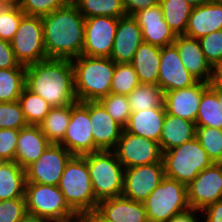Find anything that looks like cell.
<instances>
[{
	"label": "cell",
	"instance_id": "39",
	"mask_svg": "<svg viewBox=\"0 0 222 222\" xmlns=\"http://www.w3.org/2000/svg\"><path fill=\"white\" fill-rule=\"evenodd\" d=\"M24 15L19 6H0V39L10 42Z\"/></svg>",
	"mask_w": 222,
	"mask_h": 222
},
{
	"label": "cell",
	"instance_id": "34",
	"mask_svg": "<svg viewBox=\"0 0 222 222\" xmlns=\"http://www.w3.org/2000/svg\"><path fill=\"white\" fill-rule=\"evenodd\" d=\"M26 68L0 69V102L19 100L25 87Z\"/></svg>",
	"mask_w": 222,
	"mask_h": 222
},
{
	"label": "cell",
	"instance_id": "6",
	"mask_svg": "<svg viewBox=\"0 0 222 222\" xmlns=\"http://www.w3.org/2000/svg\"><path fill=\"white\" fill-rule=\"evenodd\" d=\"M165 176L188 185L213 161L195 137L181 146L162 152Z\"/></svg>",
	"mask_w": 222,
	"mask_h": 222
},
{
	"label": "cell",
	"instance_id": "31",
	"mask_svg": "<svg viewBox=\"0 0 222 222\" xmlns=\"http://www.w3.org/2000/svg\"><path fill=\"white\" fill-rule=\"evenodd\" d=\"M195 124L196 127L222 129L221 103H218L216 92L210 86L202 94Z\"/></svg>",
	"mask_w": 222,
	"mask_h": 222
},
{
	"label": "cell",
	"instance_id": "4",
	"mask_svg": "<svg viewBox=\"0 0 222 222\" xmlns=\"http://www.w3.org/2000/svg\"><path fill=\"white\" fill-rule=\"evenodd\" d=\"M59 189L69 207L80 217L95 212V198L87 162L84 156L73 155L66 163L60 178Z\"/></svg>",
	"mask_w": 222,
	"mask_h": 222
},
{
	"label": "cell",
	"instance_id": "54",
	"mask_svg": "<svg viewBox=\"0 0 222 222\" xmlns=\"http://www.w3.org/2000/svg\"><path fill=\"white\" fill-rule=\"evenodd\" d=\"M187 3H189L193 8L201 5L202 3H205V0H184Z\"/></svg>",
	"mask_w": 222,
	"mask_h": 222
},
{
	"label": "cell",
	"instance_id": "52",
	"mask_svg": "<svg viewBox=\"0 0 222 222\" xmlns=\"http://www.w3.org/2000/svg\"><path fill=\"white\" fill-rule=\"evenodd\" d=\"M214 81L222 87V67L215 69Z\"/></svg>",
	"mask_w": 222,
	"mask_h": 222
},
{
	"label": "cell",
	"instance_id": "24",
	"mask_svg": "<svg viewBox=\"0 0 222 222\" xmlns=\"http://www.w3.org/2000/svg\"><path fill=\"white\" fill-rule=\"evenodd\" d=\"M219 30H222V4L205 2L192 9L184 35L200 39Z\"/></svg>",
	"mask_w": 222,
	"mask_h": 222
},
{
	"label": "cell",
	"instance_id": "36",
	"mask_svg": "<svg viewBox=\"0 0 222 222\" xmlns=\"http://www.w3.org/2000/svg\"><path fill=\"white\" fill-rule=\"evenodd\" d=\"M139 84L137 73L130 63H116L111 93L128 96Z\"/></svg>",
	"mask_w": 222,
	"mask_h": 222
},
{
	"label": "cell",
	"instance_id": "5",
	"mask_svg": "<svg viewBox=\"0 0 222 222\" xmlns=\"http://www.w3.org/2000/svg\"><path fill=\"white\" fill-rule=\"evenodd\" d=\"M98 201L123 194L124 167L113 150H99L83 155Z\"/></svg>",
	"mask_w": 222,
	"mask_h": 222
},
{
	"label": "cell",
	"instance_id": "18",
	"mask_svg": "<svg viewBox=\"0 0 222 222\" xmlns=\"http://www.w3.org/2000/svg\"><path fill=\"white\" fill-rule=\"evenodd\" d=\"M89 116L95 152L114 150L124 128L108 114L99 101H89Z\"/></svg>",
	"mask_w": 222,
	"mask_h": 222
},
{
	"label": "cell",
	"instance_id": "53",
	"mask_svg": "<svg viewBox=\"0 0 222 222\" xmlns=\"http://www.w3.org/2000/svg\"><path fill=\"white\" fill-rule=\"evenodd\" d=\"M21 0H0V6H19Z\"/></svg>",
	"mask_w": 222,
	"mask_h": 222
},
{
	"label": "cell",
	"instance_id": "11",
	"mask_svg": "<svg viewBox=\"0 0 222 222\" xmlns=\"http://www.w3.org/2000/svg\"><path fill=\"white\" fill-rule=\"evenodd\" d=\"M124 169L162 162L159 143L133 135L124 129L113 150Z\"/></svg>",
	"mask_w": 222,
	"mask_h": 222
},
{
	"label": "cell",
	"instance_id": "33",
	"mask_svg": "<svg viewBox=\"0 0 222 222\" xmlns=\"http://www.w3.org/2000/svg\"><path fill=\"white\" fill-rule=\"evenodd\" d=\"M84 18L107 16L121 18L126 16L121 0H71Z\"/></svg>",
	"mask_w": 222,
	"mask_h": 222
},
{
	"label": "cell",
	"instance_id": "14",
	"mask_svg": "<svg viewBox=\"0 0 222 222\" xmlns=\"http://www.w3.org/2000/svg\"><path fill=\"white\" fill-rule=\"evenodd\" d=\"M118 18L96 16L85 18L82 55L110 58Z\"/></svg>",
	"mask_w": 222,
	"mask_h": 222
},
{
	"label": "cell",
	"instance_id": "7",
	"mask_svg": "<svg viewBox=\"0 0 222 222\" xmlns=\"http://www.w3.org/2000/svg\"><path fill=\"white\" fill-rule=\"evenodd\" d=\"M143 204L148 222H168L176 214L190 208L187 185L165 176Z\"/></svg>",
	"mask_w": 222,
	"mask_h": 222
},
{
	"label": "cell",
	"instance_id": "32",
	"mask_svg": "<svg viewBox=\"0 0 222 222\" xmlns=\"http://www.w3.org/2000/svg\"><path fill=\"white\" fill-rule=\"evenodd\" d=\"M164 91L158 85L139 84L129 95L131 112L164 107Z\"/></svg>",
	"mask_w": 222,
	"mask_h": 222
},
{
	"label": "cell",
	"instance_id": "37",
	"mask_svg": "<svg viewBox=\"0 0 222 222\" xmlns=\"http://www.w3.org/2000/svg\"><path fill=\"white\" fill-rule=\"evenodd\" d=\"M196 138L213 163H222V129L196 127Z\"/></svg>",
	"mask_w": 222,
	"mask_h": 222
},
{
	"label": "cell",
	"instance_id": "28",
	"mask_svg": "<svg viewBox=\"0 0 222 222\" xmlns=\"http://www.w3.org/2000/svg\"><path fill=\"white\" fill-rule=\"evenodd\" d=\"M25 169L15 161H0V201L24 197Z\"/></svg>",
	"mask_w": 222,
	"mask_h": 222
},
{
	"label": "cell",
	"instance_id": "21",
	"mask_svg": "<svg viewBox=\"0 0 222 222\" xmlns=\"http://www.w3.org/2000/svg\"><path fill=\"white\" fill-rule=\"evenodd\" d=\"M95 213L106 222H148L143 202L123 196L99 201Z\"/></svg>",
	"mask_w": 222,
	"mask_h": 222
},
{
	"label": "cell",
	"instance_id": "19",
	"mask_svg": "<svg viewBox=\"0 0 222 222\" xmlns=\"http://www.w3.org/2000/svg\"><path fill=\"white\" fill-rule=\"evenodd\" d=\"M208 87L209 83L198 81L191 87L165 92L166 113L195 122L202 94Z\"/></svg>",
	"mask_w": 222,
	"mask_h": 222
},
{
	"label": "cell",
	"instance_id": "12",
	"mask_svg": "<svg viewBox=\"0 0 222 222\" xmlns=\"http://www.w3.org/2000/svg\"><path fill=\"white\" fill-rule=\"evenodd\" d=\"M72 156L61 144L51 143L38 160L25 168L26 181L58 186L66 163Z\"/></svg>",
	"mask_w": 222,
	"mask_h": 222
},
{
	"label": "cell",
	"instance_id": "23",
	"mask_svg": "<svg viewBox=\"0 0 222 222\" xmlns=\"http://www.w3.org/2000/svg\"><path fill=\"white\" fill-rule=\"evenodd\" d=\"M50 144L39 125H27L19 130L14 161L25 169L38 160Z\"/></svg>",
	"mask_w": 222,
	"mask_h": 222
},
{
	"label": "cell",
	"instance_id": "8",
	"mask_svg": "<svg viewBox=\"0 0 222 222\" xmlns=\"http://www.w3.org/2000/svg\"><path fill=\"white\" fill-rule=\"evenodd\" d=\"M24 197L28 214L55 222H70L79 217L69 207L58 186L26 182Z\"/></svg>",
	"mask_w": 222,
	"mask_h": 222
},
{
	"label": "cell",
	"instance_id": "27",
	"mask_svg": "<svg viewBox=\"0 0 222 222\" xmlns=\"http://www.w3.org/2000/svg\"><path fill=\"white\" fill-rule=\"evenodd\" d=\"M130 64L135 69L140 84L158 85L160 47L142 42Z\"/></svg>",
	"mask_w": 222,
	"mask_h": 222
},
{
	"label": "cell",
	"instance_id": "3",
	"mask_svg": "<svg viewBox=\"0 0 222 222\" xmlns=\"http://www.w3.org/2000/svg\"><path fill=\"white\" fill-rule=\"evenodd\" d=\"M71 62L77 102L99 101L111 93L116 65L112 59L80 55Z\"/></svg>",
	"mask_w": 222,
	"mask_h": 222
},
{
	"label": "cell",
	"instance_id": "49",
	"mask_svg": "<svg viewBox=\"0 0 222 222\" xmlns=\"http://www.w3.org/2000/svg\"><path fill=\"white\" fill-rule=\"evenodd\" d=\"M20 222H55V221L47 219L45 217L35 216L27 213Z\"/></svg>",
	"mask_w": 222,
	"mask_h": 222
},
{
	"label": "cell",
	"instance_id": "13",
	"mask_svg": "<svg viewBox=\"0 0 222 222\" xmlns=\"http://www.w3.org/2000/svg\"><path fill=\"white\" fill-rule=\"evenodd\" d=\"M220 199H222V163H213L187 185V200L190 208L202 211Z\"/></svg>",
	"mask_w": 222,
	"mask_h": 222
},
{
	"label": "cell",
	"instance_id": "9",
	"mask_svg": "<svg viewBox=\"0 0 222 222\" xmlns=\"http://www.w3.org/2000/svg\"><path fill=\"white\" fill-rule=\"evenodd\" d=\"M10 45L21 65L28 66L48 59L41 17L24 15Z\"/></svg>",
	"mask_w": 222,
	"mask_h": 222
},
{
	"label": "cell",
	"instance_id": "15",
	"mask_svg": "<svg viewBox=\"0 0 222 222\" xmlns=\"http://www.w3.org/2000/svg\"><path fill=\"white\" fill-rule=\"evenodd\" d=\"M165 177L163 163L126 168L122 196L143 202Z\"/></svg>",
	"mask_w": 222,
	"mask_h": 222
},
{
	"label": "cell",
	"instance_id": "46",
	"mask_svg": "<svg viewBox=\"0 0 222 222\" xmlns=\"http://www.w3.org/2000/svg\"><path fill=\"white\" fill-rule=\"evenodd\" d=\"M124 10L128 16H132L138 11L160 4V0H121Z\"/></svg>",
	"mask_w": 222,
	"mask_h": 222
},
{
	"label": "cell",
	"instance_id": "17",
	"mask_svg": "<svg viewBox=\"0 0 222 222\" xmlns=\"http://www.w3.org/2000/svg\"><path fill=\"white\" fill-rule=\"evenodd\" d=\"M132 16L141 28L143 42L164 47L175 41L177 35L164 20L160 4L142 9Z\"/></svg>",
	"mask_w": 222,
	"mask_h": 222
},
{
	"label": "cell",
	"instance_id": "50",
	"mask_svg": "<svg viewBox=\"0 0 222 222\" xmlns=\"http://www.w3.org/2000/svg\"><path fill=\"white\" fill-rule=\"evenodd\" d=\"M80 217L83 219V222H106L102 220L95 212L87 213Z\"/></svg>",
	"mask_w": 222,
	"mask_h": 222
},
{
	"label": "cell",
	"instance_id": "45",
	"mask_svg": "<svg viewBox=\"0 0 222 222\" xmlns=\"http://www.w3.org/2000/svg\"><path fill=\"white\" fill-rule=\"evenodd\" d=\"M26 68L15 58L10 42L0 39V69Z\"/></svg>",
	"mask_w": 222,
	"mask_h": 222
},
{
	"label": "cell",
	"instance_id": "35",
	"mask_svg": "<svg viewBox=\"0 0 222 222\" xmlns=\"http://www.w3.org/2000/svg\"><path fill=\"white\" fill-rule=\"evenodd\" d=\"M18 101L28 125H39L52 108L40 95L32 93L26 87L23 88Z\"/></svg>",
	"mask_w": 222,
	"mask_h": 222
},
{
	"label": "cell",
	"instance_id": "1",
	"mask_svg": "<svg viewBox=\"0 0 222 222\" xmlns=\"http://www.w3.org/2000/svg\"><path fill=\"white\" fill-rule=\"evenodd\" d=\"M41 19L47 58L72 60L82 55L85 18L72 1Z\"/></svg>",
	"mask_w": 222,
	"mask_h": 222
},
{
	"label": "cell",
	"instance_id": "43",
	"mask_svg": "<svg viewBox=\"0 0 222 222\" xmlns=\"http://www.w3.org/2000/svg\"><path fill=\"white\" fill-rule=\"evenodd\" d=\"M26 214L25 197L0 201V222H20Z\"/></svg>",
	"mask_w": 222,
	"mask_h": 222
},
{
	"label": "cell",
	"instance_id": "56",
	"mask_svg": "<svg viewBox=\"0 0 222 222\" xmlns=\"http://www.w3.org/2000/svg\"><path fill=\"white\" fill-rule=\"evenodd\" d=\"M70 222H83V219L81 217H78L77 219L70 221Z\"/></svg>",
	"mask_w": 222,
	"mask_h": 222
},
{
	"label": "cell",
	"instance_id": "20",
	"mask_svg": "<svg viewBox=\"0 0 222 222\" xmlns=\"http://www.w3.org/2000/svg\"><path fill=\"white\" fill-rule=\"evenodd\" d=\"M142 42L141 28L133 16L118 18L110 59L115 63H131Z\"/></svg>",
	"mask_w": 222,
	"mask_h": 222
},
{
	"label": "cell",
	"instance_id": "51",
	"mask_svg": "<svg viewBox=\"0 0 222 222\" xmlns=\"http://www.w3.org/2000/svg\"><path fill=\"white\" fill-rule=\"evenodd\" d=\"M209 86L216 92L218 103H221L222 108V87H220L214 80L209 83Z\"/></svg>",
	"mask_w": 222,
	"mask_h": 222
},
{
	"label": "cell",
	"instance_id": "40",
	"mask_svg": "<svg viewBox=\"0 0 222 222\" xmlns=\"http://www.w3.org/2000/svg\"><path fill=\"white\" fill-rule=\"evenodd\" d=\"M198 40L211 67L214 70L222 67V30L211 32Z\"/></svg>",
	"mask_w": 222,
	"mask_h": 222
},
{
	"label": "cell",
	"instance_id": "55",
	"mask_svg": "<svg viewBox=\"0 0 222 222\" xmlns=\"http://www.w3.org/2000/svg\"><path fill=\"white\" fill-rule=\"evenodd\" d=\"M207 3H217L222 4V0H205Z\"/></svg>",
	"mask_w": 222,
	"mask_h": 222
},
{
	"label": "cell",
	"instance_id": "38",
	"mask_svg": "<svg viewBox=\"0 0 222 222\" xmlns=\"http://www.w3.org/2000/svg\"><path fill=\"white\" fill-rule=\"evenodd\" d=\"M99 102L118 124H120L123 128L127 125L132 113L128 96L110 93L101 98Z\"/></svg>",
	"mask_w": 222,
	"mask_h": 222
},
{
	"label": "cell",
	"instance_id": "22",
	"mask_svg": "<svg viewBox=\"0 0 222 222\" xmlns=\"http://www.w3.org/2000/svg\"><path fill=\"white\" fill-rule=\"evenodd\" d=\"M173 44L187 71L198 81L210 83L214 80L215 70L207 62L198 39L177 35Z\"/></svg>",
	"mask_w": 222,
	"mask_h": 222
},
{
	"label": "cell",
	"instance_id": "26",
	"mask_svg": "<svg viewBox=\"0 0 222 222\" xmlns=\"http://www.w3.org/2000/svg\"><path fill=\"white\" fill-rule=\"evenodd\" d=\"M195 137V122L166 113L159 141L162 152L181 146Z\"/></svg>",
	"mask_w": 222,
	"mask_h": 222
},
{
	"label": "cell",
	"instance_id": "25",
	"mask_svg": "<svg viewBox=\"0 0 222 222\" xmlns=\"http://www.w3.org/2000/svg\"><path fill=\"white\" fill-rule=\"evenodd\" d=\"M165 116V108L132 112L124 130L159 143Z\"/></svg>",
	"mask_w": 222,
	"mask_h": 222
},
{
	"label": "cell",
	"instance_id": "42",
	"mask_svg": "<svg viewBox=\"0 0 222 222\" xmlns=\"http://www.w3.org/2000/svg\"><path fill=\"white\" fill-rule=\"evenodd\" d=\"M71 0H21L20 9L25 15L43 17L66 6Z\"/></svg>",
	"mask_w": 222,
	"mask_h": 222
},
{
	"label": "cell",
	"instance_id": "44",
	"mask_svg": "<svg viewBox=\"0 0 222 222\" xmlns=\"http://www.w3.org/2000/svg\"><path fill=\"white\" fill-rule=\"evenodd\" d=\"M20 129H0V161H14Z\"/></svg>",
	"mask_w": 222,
	"mask_h": 222
},
{
	"label": "cell",
	"instance_id": "41",
	"mask_svg": "<svg viewBox=\"0 0 222 222\" xmlns=\"http://www.w3.org/2000/svg\"><path fill=\"white\" fill-rule=\"evenodd\" d=\"M27 125L18 100L0 102V129H21Z\"/></svg>",
	"mask_w": 222,
	"mask_h": 222
},
{
	"label": "cell",
	"instance_id": "30",
	"mask_svg": "<svg viewBox=\"0 0 222 222\" xmlns=\"http://www.w3.org/2000/svg\"><path fill=\"white\" fill-rule=\"evenodd\" d=\"M163 18L176 35H184L193 7L184 0H160Z\"/></svg>",
	"mask_w": 222,
	"mask_h": 222
},
{
	"label": "cell",
	"instance_id": "2",
	"mask_svg": "<svg viewBox=\"0 0 222 222\" xmlns=\"http://www.w3.org/2000/svg\"><path fill=\"white\" fill-rule=\"evenodd\" d=\"M25 87L52 107L77 102L71 59L48 58L26 66Z\"/></svg>",
	"mask_w": 222,
	"mask_h": 222
},
{
	"label": "cell",
	"instance_id": "48",
	"mask_svg": "<svg viewBox=\"0 0 222 222\" xmlns=\"http://www.w3.org/2000/svg\"><path fill=\"white\" fill-rule=\"evenodd\" d=\"M199 212L201 211L189 208L182 213L176 214L168 222H202V220L200 221L202 213L199 215Z\"/></svg>",
	"mask_w": 222,
	"mask_h": 222
},
{
	"label": "cell",
	"instance_id": "16",
	"mask_svg": "<svg viewBox=\"0 0 222 222\" xmlns=\"http://www.w3.org/2000/svg\"><path fill=\"white\" fill-rule=\"evenodd\" d=\"M198 80L183 65L174 44L160 47L158 86L165 92L188 88Z\"/></svg>",
	"mask_w": 222,
	"mask_h": 222
},
{
	"label": "cell",
	"instance_id": "47",
	"mask_svg": "<svg viewBox=\"0 0 222 222\" xmlns=\"http://www.w3.org/2000/svg\"><path fill=\"white\" fill-rule=\"evenodd\" d=\"M200 213L204 219L202 222H222V199L205 207Z\"/></svg>",
	"mask_w": 222,
	"mask_h": 222
},
{
	"label": "cell",
	"instance_id": "29",
	"mask_svg": "<svg viewBox=\"0 0 222 222\" xmlns=\"http://www.w3.org/2000/svg\"><path fill=\"white\" fill-rule=\"evenodd\" d=\"M70 119L71 105L52 107L39 127L51 143L59 144L65 136Z\"/></svg>",
	"mask_w": 222,
	"mask_h": 222
},
{
	"label": "cell",
	"instance_id": "10",
	"mask_svg": "<svg viewBox=\"0 0 222 222\" xmlns=\"http://www.w3.org/2000/svg\"><path fill=\"white\" fill-rule=\"evenodd\" d=\"M72 155L83 156L95 152L89 116V101L71 104V119L63 140L59 143Z\"/></svg>",
	"mask_w": 222,
	"mask_h": 222
}]
</instances>
